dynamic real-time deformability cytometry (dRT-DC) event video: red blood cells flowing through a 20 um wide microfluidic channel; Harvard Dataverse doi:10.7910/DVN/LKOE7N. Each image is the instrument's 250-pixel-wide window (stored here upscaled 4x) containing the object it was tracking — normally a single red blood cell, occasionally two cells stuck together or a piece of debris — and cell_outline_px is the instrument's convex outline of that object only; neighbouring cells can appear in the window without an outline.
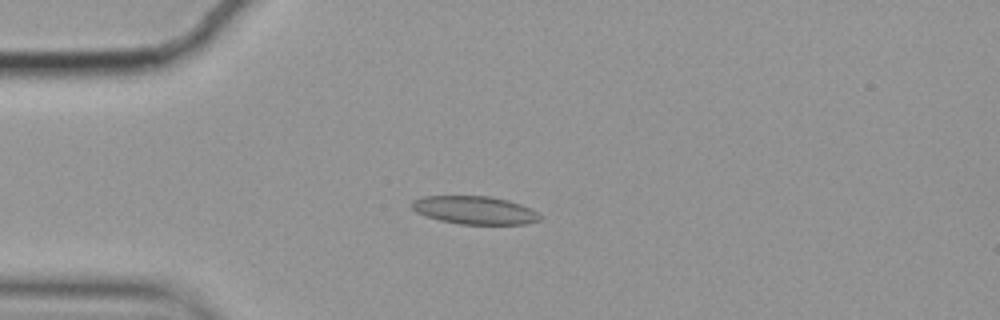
{"species": "common noctule bat (a hibernating species)", "species_latin": "Nyctalus noctula", "temperature_condition": "cold", "stored_images_in_passage": 45, "camera_frame_rate_fps": 3000, "um_per_image_px": 0.085, "animal": {"sex": "female", "body_mass_g": 19.9}, "frame": {"image": 1, "passage_image": 2, "time_ms": 0.333, "image_size_px": [1000, 320], "cell_outline_px": [[540, 220], [524, 224], [460, 224], [440, 220], [416, 212], [408, 204], [412, 200], [424, 196], [488, 196], [508, 200], [532, 208], [540, 216]], "centroid_in_image_um": [40.32, 17.85], "position_along_channel_um": 44.7, "area_um2": 20.92}}
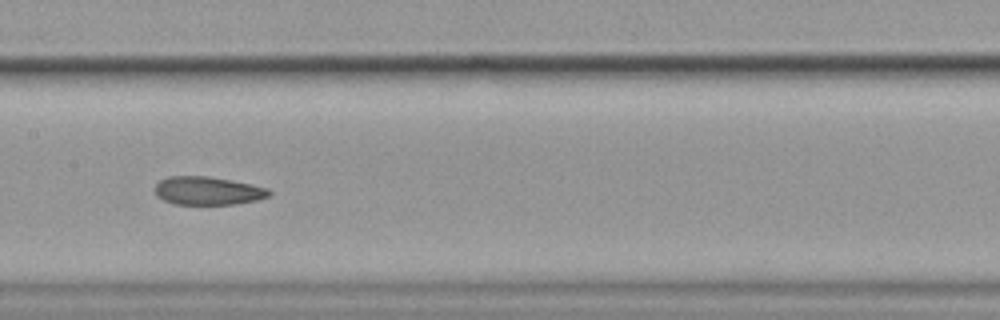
{"frame": {"image": 2, "passage_image": 16, "time_ms": 5.0, "image_size_px": [1000, 320], "cell_outline_px": [[272, 196], [256, 200], [236, 204], [176, 204], [164, 200], [156, 196], [156, 184], [160, 180], [168, 176], [208, 176], [232, 180], [252, 184], [268, 188], [272, 192]], "centroid_in_image_um": [17.7, 16.21], "position_along_channel_um": 189.7, "area_um2": 18.9}}
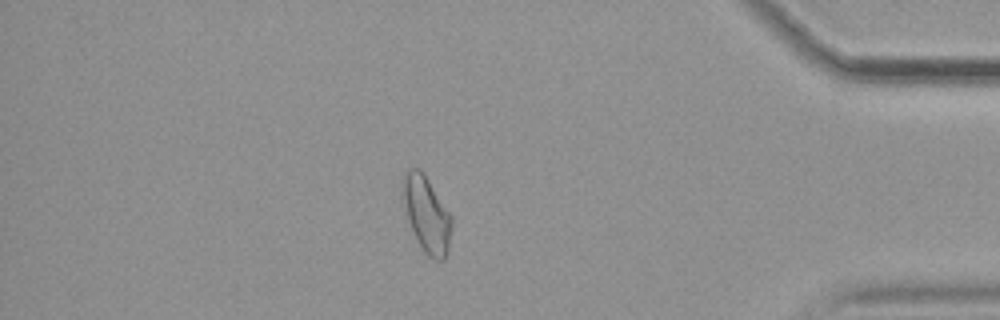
{"frame": {"image": 3, "passage_image": 37, "time_ms": 12.0, "image_size_px": [1000, 320], "cell_outline_px": [[452, 224], [448, 252], [444, 260], [432, 260], [424, 252], [408, 220], [400, 188], [400, 184], [404, 172], [408, 168], [420, 168], [452, 216]], "centroid_in_image_um": [36.25, 18.19], "position_along_channel_um": 398.9, "area_um2": 21.68}, "authors_computed_cell_mechanics": {"area_um2": 20.2878, "velocity_mm_per_s": 3.4951, "shape_relaxation_time_tau1_ms": null, "shape_relaxation_time_tau2_ms": 3.5302, "deformation_change_tau1": null, "deformation_change_tau2": 0.109}}